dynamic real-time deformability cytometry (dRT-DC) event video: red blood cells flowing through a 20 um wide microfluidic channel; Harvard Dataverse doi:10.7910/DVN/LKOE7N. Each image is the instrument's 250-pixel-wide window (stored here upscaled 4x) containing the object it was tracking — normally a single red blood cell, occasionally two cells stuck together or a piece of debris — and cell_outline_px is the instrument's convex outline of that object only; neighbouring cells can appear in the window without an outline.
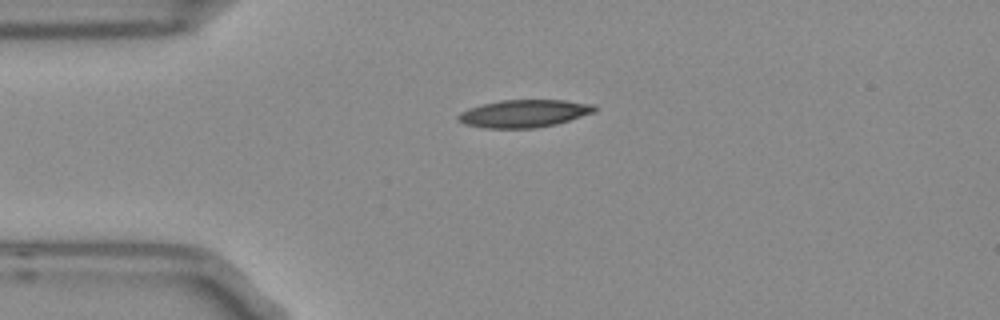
{"species": "Egyptian fruit bat (a non-hibernating species)", "species_latin": "Rousettus aegyptiacus", "temperature_condition": "room temperature", "stored_images_in_passage": 6, "camera_frame_rate_fps": 3000, "um_per_image_px": 0.085, "frame": {"image": 1, "passage_image": 1, "time_ms": 0.0, "image_size_px": [1000, 320], "cell_outline_px": [[596, 112], [556, 124], [532, 128], [484, 128], [464, 124], [456, 120], [456, 116], [460, 112], [468, 108], [500, 100], [564, 100], [596, 104]], "centroid_in_image_um": [44.54, 9.64], "position_along_channel_um": 40.5, "area_um2": 22.08}}
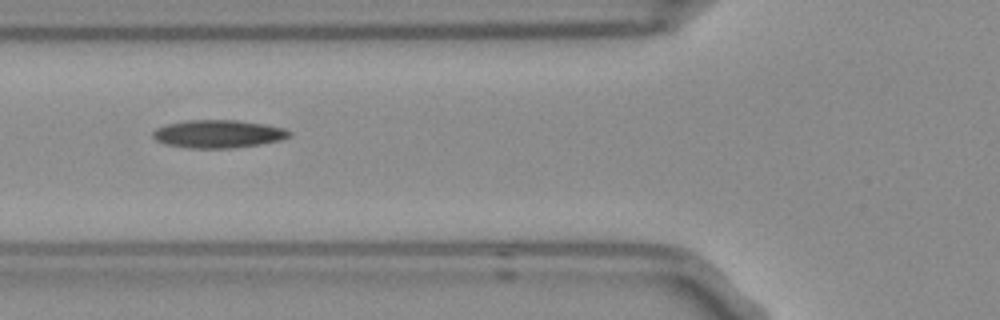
{"frame": {"image": 2, "passage_image": 3, "time_ms": 0.667, "image_size_px": [1000, 320], "cell_outline_px": [[292, 136], [280, 140], [260, 144], [232, 148], [188, 148], [168, 144], [156, 140], [152, 136], [152, 132], [156, 128], [164, 124], [184, 120], [236, 120], [264, 124], [284, 128], [292, 132]], "centroid_in_image_um": [18.54, 11.37], "position_along_channel_um": 107.3, "area_um2": 22.31}}